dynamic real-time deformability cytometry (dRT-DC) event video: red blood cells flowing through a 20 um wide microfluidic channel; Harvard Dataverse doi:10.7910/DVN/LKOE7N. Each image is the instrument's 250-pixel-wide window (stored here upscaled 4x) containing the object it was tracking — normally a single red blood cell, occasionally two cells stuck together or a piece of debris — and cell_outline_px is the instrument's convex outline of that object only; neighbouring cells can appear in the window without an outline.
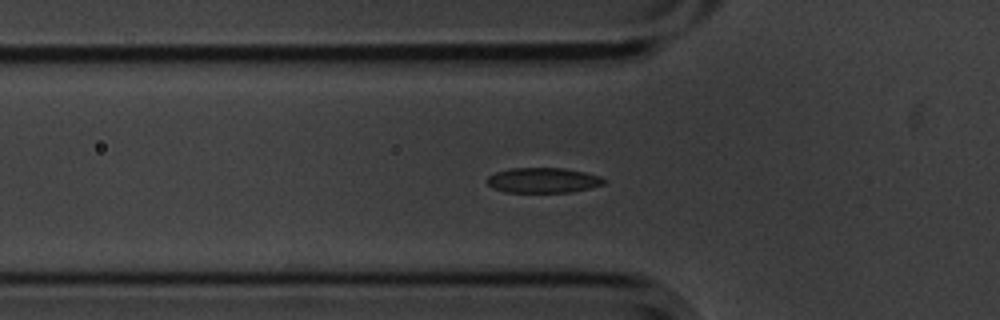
{"species": "common noctule bat (a hibernating species)", "species_latin": "Nyctalus noctula", "temperature_condition": "cold", "stored_images_in_passage": 50, "camera_frame_rate_fps": 3000, "um_per_image_px": 0.085, "animal": {"sex": "male", "body_mass_g": 20.1, "forearm_length_mm": 53.5}, "frame": {"image": 1, "passage_image": 18, "time_ms": 5.667, "image_size_px": [1000, 320], "cell_outline_px": [[608, 180], [604, 184], [572, 192], [504, 192], [492, 188], [484, 180], [488, 176], [496, 172], [512, 168], [564, 168], [584, 172], [600, 176]], "centroid_in_image_um": [46.14, 15.32], "position_along_channel_um": 79.7, "area_um2": 17.22}}
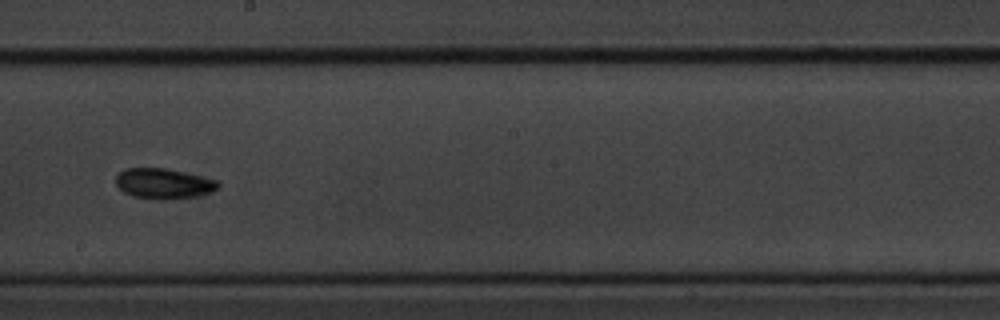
{"frame": {"image": 2, "passage_image": 31, "time_ms": 10.0, "image_size_px": [1000, 320], "cell_outline_px": [[220, 188], [212, 192], [196, 196], [164, 200], [156, 200], [132, 196], [124, 192], [116, 184], [116, 176], [124, 168], [168, 168], [220, 180]], "centroid_in_image_um": [13.95, 15.6], "position_along_channel_um": 234.2, "area_um2": 18.44}}
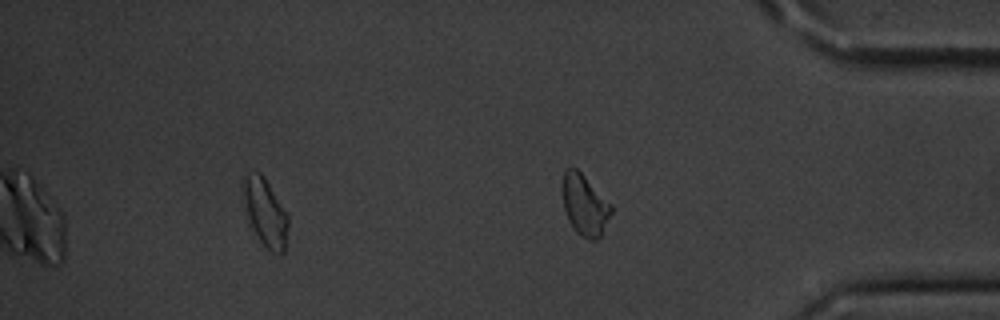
{"frame": {"image": 3, "passage_image": 45, "time_ms": 14.667, "image_size_px": [1000, 320], "cell_outline_px": [[288, 228], [284, 252], [280, 256], [272, 252], [260, 240], [252, 228], [248, 216], [240, 184], [244, 176], [256, 172], [260, 172], [264, 176], [288, 212]], "centroid_in_image_um": [22.57, 18.03], "position_along_channel_um": 412.6, "area_um2": 17.86}, "authors_computed_cell_mechanics": {"area_um2": 17.1955, "velocity_mm_per_s": 3.5524, "shape_relaxation_time_tau1_ms": 2.433, "shape_relaxation_time_tau2_ms": 5.8079, "deformation_change_tau1": 0.0812, "deformation_change_tau2": 0.0982}}